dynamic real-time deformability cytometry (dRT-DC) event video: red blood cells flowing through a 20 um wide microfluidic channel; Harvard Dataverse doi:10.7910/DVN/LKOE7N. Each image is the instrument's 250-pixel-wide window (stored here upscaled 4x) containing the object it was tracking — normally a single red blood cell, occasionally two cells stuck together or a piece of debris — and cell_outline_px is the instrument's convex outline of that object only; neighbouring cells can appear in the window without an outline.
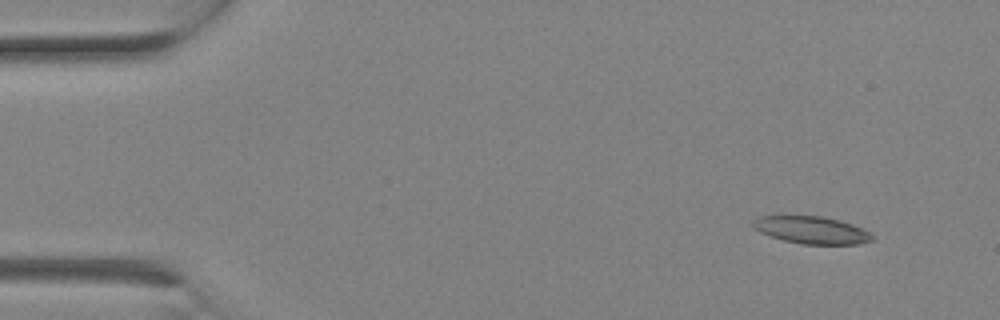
{"species": "Egyptian fruit bat (a non-hibernating species)", "species_latin": "Rousettus aegyptiacus", "temperature_condition": "room temperature", "stored_images_in_passage": 2, "camera_frame_rate_fps": 3000, "um_per_image_px": 0.085, "animal": {"sex": "female"}, "frame": {"image": 1, "passage_image": 1, "time_ms": 0.0, "image_size_px": [1000, 320], "cell_outline_px": [[876, 236], [872, 240], [860, 244], [804, 244], [784, 240], [768, 236], [752, 228], [752, 220], [756, 216], [824, 216], [840, 220], [852, 224], [872, 232]], "centroid_in_image_um": [68.99, 19.55], "position_along_channel_um": 16.0, "area_um2": 19.31}}